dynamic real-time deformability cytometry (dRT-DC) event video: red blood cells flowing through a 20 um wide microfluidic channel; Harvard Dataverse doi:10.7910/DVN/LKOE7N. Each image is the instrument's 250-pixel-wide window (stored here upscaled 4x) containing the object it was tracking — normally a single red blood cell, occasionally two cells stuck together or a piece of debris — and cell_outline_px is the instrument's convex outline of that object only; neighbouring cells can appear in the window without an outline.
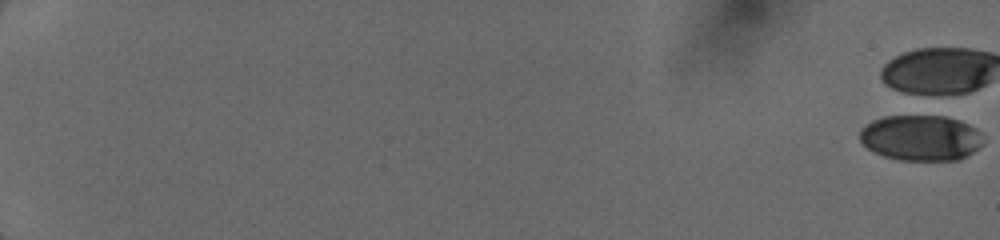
{"species": "human", "species_latin": "Homo sapiens", "temperature_condition": "cold", "stored_images_in_passage": 18, "camera_frame_rate_fps": 3000, "um_per_image_px": 0.085, "donor": {"sex": "female"}, "frame": {"image": 1, "passage_image": 1, "time_ms": 0.0, "image_size_px": [1000, 240], "cell_outline_px": [[984, 144], [960, 160], [900, 160], [884, 156], [868, 148], [860, 140], [860, 128], [864, 124], [872, 120], [884, 116], [944, 116], [960, 120], [976, 128], [980, 132]], "centroid_in_image_um": [78.27, 11.71], "position_along_channel_um": 6.7, "area_um2": 32.95}}